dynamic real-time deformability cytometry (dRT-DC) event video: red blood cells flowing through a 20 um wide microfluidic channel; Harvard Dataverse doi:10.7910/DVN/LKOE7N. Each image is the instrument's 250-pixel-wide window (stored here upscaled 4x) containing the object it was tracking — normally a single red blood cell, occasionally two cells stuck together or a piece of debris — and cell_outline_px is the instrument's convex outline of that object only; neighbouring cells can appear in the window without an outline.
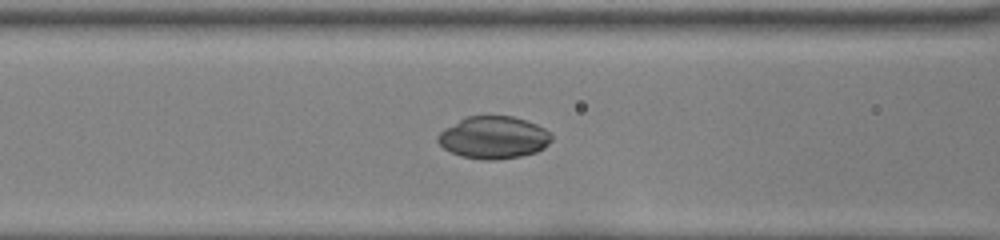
{"species": "common noctule bat (a hibernating species)", "species_latin": "Nyctalus noctula", "temperature_condition": "room temperature", "stored_images_in_passage": 33, "camera_frame_rate_fps": 3000, "um_per_image_px": 0.085, "animal": {"sex": "female", "body_mass_g": 22.0, "forearm_length_mm": 56.7}, "frame": {"image": 1, "passage_image": 5, "time_ms": 1.333, "image_size_px": [1000, 240], "cell_outline_px": [[552, 140], [544, 148], [536, 152], [520, 156], [496, 160], [480, 160], [460, 156], [444, 148], [436, 140], [436, 136], [444, 128], [464, 116], [512, 116], [536, 124], [552, 132]], "centroid_in_image_um": [41.94, 11.69], "position_along_channel_um": 124.7, "area_um2": 28.32}}
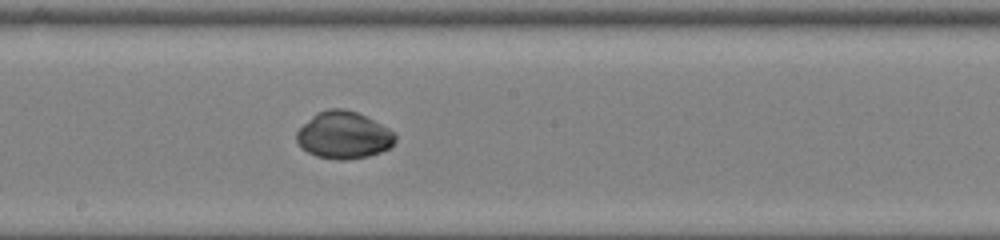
{"frame": {"image": 2, "passage_image": 12, "time_ms": 3.667, "image_size_px": [1000, 240], "cell_outline_px": [[396, 140], [388, 148], [380, 152], [368, 156], [344, 160], [340, 160], [316, 156], [308, 152], [296, 140], [296, 132], [316, 112], [328, 108], [344, 108], [356, 112], [396, 132]], "centroid_in_image_um": [29.21, 11.48], "position_along_channel_um": 219.0, "area_um2": 26.88}}
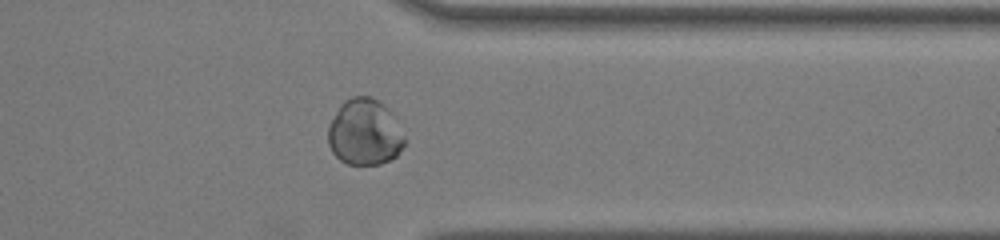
{"frame": {"image": 3, "passage_image": 24, "time_ms": 7.667, "image_size_px": [1000, 240], "cell_outline_px": [[404, 144], [396, 156], [380, 164], [348, 164], [340, 160], [332, 152], [328, 144], [328, 124], [340, 104], [344, 100], [352, 96], [372, 96], [380, 100], [396, 116], [404, 136]], "centroid_in_image_um": [30.99, 11.21], "position_along_channel_um": 380.4, "area_um2": 29.94}, "authors_computed_cell_mechanics": {"area_um2": 27.5706, "velocity_mm_per_s": 4.0461, "shape_relaxation_time_tau1_ms": 5.4168, "shape_relaxation_time_tau2_ms": null, "deformation_change_tau1": 0.1611, "deformation_change_tau2": null}}